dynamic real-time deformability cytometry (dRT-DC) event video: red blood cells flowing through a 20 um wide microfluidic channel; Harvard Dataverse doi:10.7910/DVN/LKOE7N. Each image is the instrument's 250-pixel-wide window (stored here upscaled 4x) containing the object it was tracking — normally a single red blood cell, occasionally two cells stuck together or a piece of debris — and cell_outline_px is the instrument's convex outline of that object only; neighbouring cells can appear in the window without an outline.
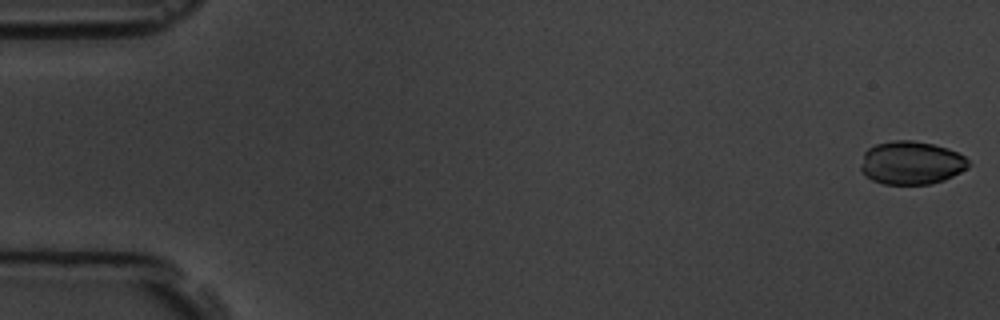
{"species": "common noctule bat (a hibernating species)", "species_latin": "Nyctalus noctula", "temperature_condition": "room temperature", "stored_images_in_passage": 9, "camera_frame_rate_fps": 3000, "um_per_image_px": 0.085, "animal": {"sex": "male", "body_mass_g": 19.5, "forearm_length_mm": 54.6}, "frame": {"image": 1, "passage_image": 1, "time_ms": 0.0, "image_size_px": [1000, 320], "cell_outline_px": [[972, 164], [968, 168], [944, 180], [932, 184], [884, 184], [872, 180], [864, 176], [860, 172], [860, 168], [864, 152], [868, 148], [876, 144], [896, 140], [912, 140], [932, 144], [948, 148], [964, 156]], "centroid_in_image_um": [77.45, 13.85], "position_along_channel_um": 7.6, "area_um2": 27.34}}
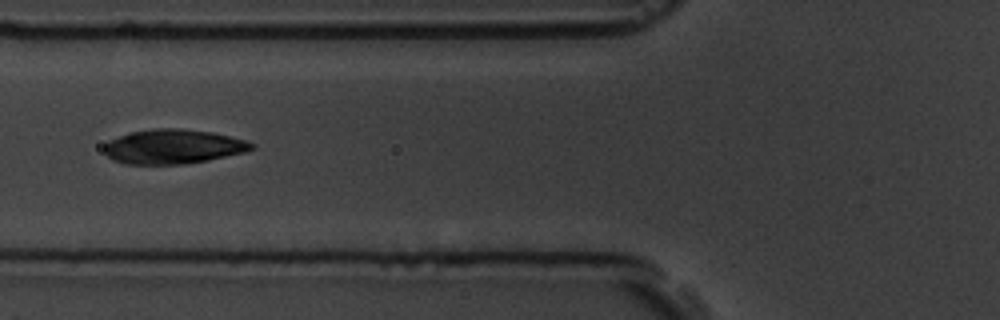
{"frame": {"image": 2, "passage_image": 7, "time_ms": 7.0, "image_size_px": [1000, 320], "cell_outline_px": [[256, 144], [252, 148], [244, 152], [208, 160], [184, 164], [124, 164], [112, 160], [104, 152], [104, 144], [108, 140], [132, 132], [152, 128], [180, 128], [212, 132], [248, 140]], "centroid_in_image_um": [14.7, 12.46], "position_along_channel_um": 111.1, "area_um2": 29.71}}
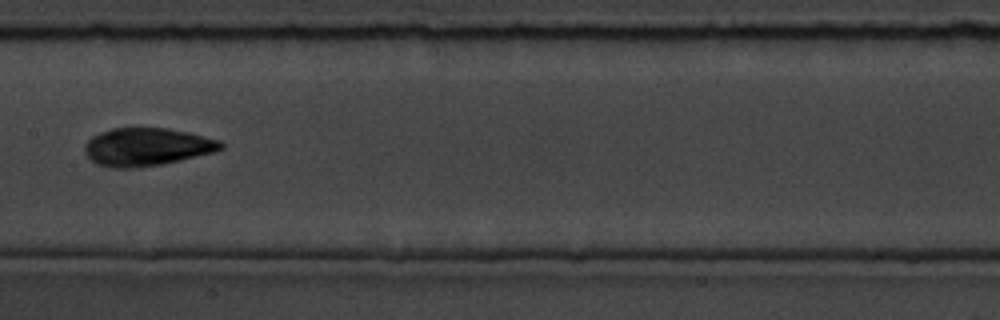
{"frame": {"image": 3, "passage_image": 9, "time_ms": 9.333, "image_size_px": [1000, 320], "cell_outline_px": [[224, 148], [216, 152], [180, 160], [160, 164], [136, 168], [112, 168], [96, 164], [84, 152], [84, 144], [92, 136], [100, 132], [112, 128], [168, 128], [188, 132], [220, 140], [224, 144]], "centroid_in_image_um": [12.48, 12.48], "position_along_channel_um": 194.9, "area_um2": 30.23}}